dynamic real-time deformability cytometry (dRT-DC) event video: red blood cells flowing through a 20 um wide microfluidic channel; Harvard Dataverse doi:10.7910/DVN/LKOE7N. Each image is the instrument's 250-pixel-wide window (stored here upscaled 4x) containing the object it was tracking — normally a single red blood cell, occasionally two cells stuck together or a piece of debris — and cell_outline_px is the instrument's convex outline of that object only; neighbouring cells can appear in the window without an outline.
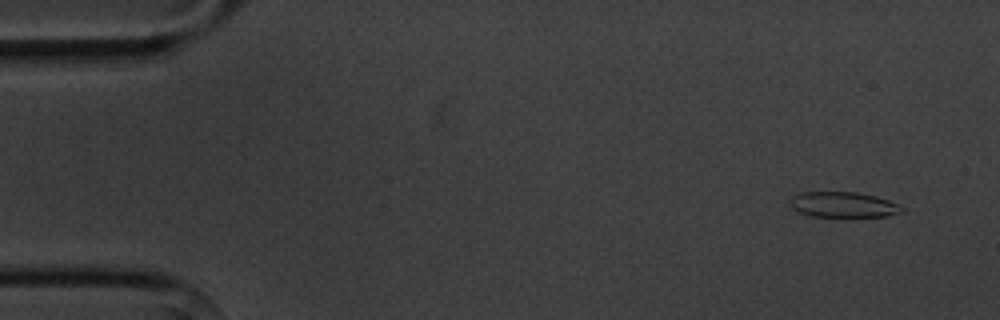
{"species": "common noctule bat (a hibernating species)", "species_latin": "Nyctalus noctula", "temperature_condition": "cold", "stored_images_in_passage": 5, "camera_frame_rate_fps": 3000, "um_per_image_px": 0.085, "animal": {"sex": "male", "body_mass_g": 20.1, "forearm_length_mm": 53.5}, "frame": {"image": 1, "passage_image": 1, "time_ms": 0.0, "image_size_px": [1000, 320], "cell_outline_px": [[904, 212], [888, 216], [812, 216], [800, 212], [792, 208], [792, 196], [800, 192], [856, 192], [876, 196], [888, 200], [904, 208]], "centroid_in_image_um": [71.71, 17.39], "position_along_channel_um": 13.3, "area_um2": 16.36}}
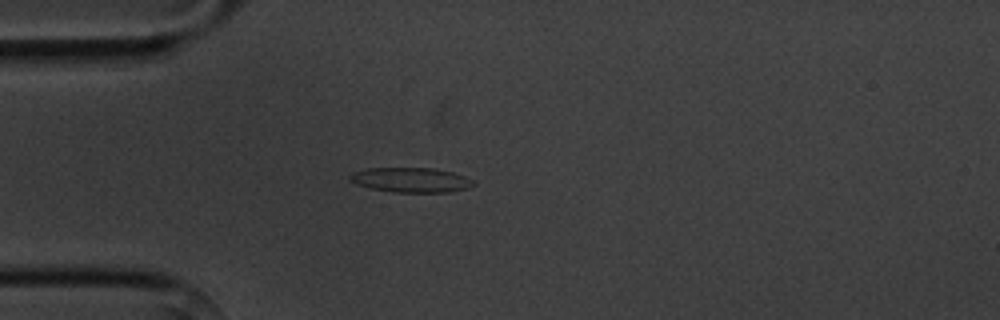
{"frame": {"image": 2, "passage_image": 4, "time_ms": 3.667, "image_size_px": [1000, 320], "cell_outline_px": [[476, 184], [468, 188], [452, 192], [392, 192], [372, 188], [356, 184], [348, 180], [348, 176], [352, 172], [364, 168], [436, 168], [452, 172], [464, 176], [472, 180]], "centroid_in_image_um": [34.91, 15.29], "position_along_channel_um": 50.1, "area_um2": 17.98}}